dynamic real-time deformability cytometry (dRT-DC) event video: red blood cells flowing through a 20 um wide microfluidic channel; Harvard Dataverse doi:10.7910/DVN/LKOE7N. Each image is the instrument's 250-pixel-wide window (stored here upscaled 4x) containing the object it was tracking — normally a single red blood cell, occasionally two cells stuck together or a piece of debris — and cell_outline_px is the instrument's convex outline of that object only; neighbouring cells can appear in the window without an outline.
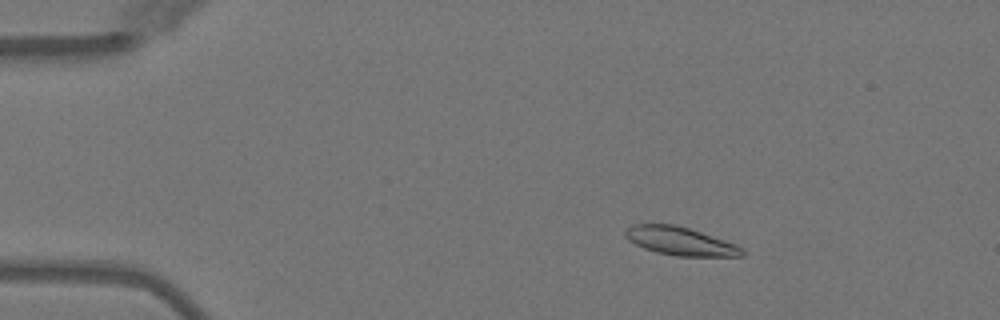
{"species": "Egyptian fruit bat (a non-hibernating species)", "species_latin": "Rousettus aegyptiacus", "temperature_condition": "warm", "stored_images_in_passage": 4, "camera_frame_rate_fps": 3000, "um_per_image_px": 0.085, "animal": {"sex": "female"}, "frame": {"image": 1, "passage_image": 2, "time_ms": 1.333, "image_size_px": [1000, 320], "cell_outline_px": [[744, 256], [676, 256], [656, 252], [644, 248], [628, 240], [624, 236], [624, 232], [632, 224], [676, 224], [736, 244], [744, 248]], "centroid_in_image_um": [57.81, 20.5], "position_along_channel_um": 27.2, "area_um2": 19.19}}